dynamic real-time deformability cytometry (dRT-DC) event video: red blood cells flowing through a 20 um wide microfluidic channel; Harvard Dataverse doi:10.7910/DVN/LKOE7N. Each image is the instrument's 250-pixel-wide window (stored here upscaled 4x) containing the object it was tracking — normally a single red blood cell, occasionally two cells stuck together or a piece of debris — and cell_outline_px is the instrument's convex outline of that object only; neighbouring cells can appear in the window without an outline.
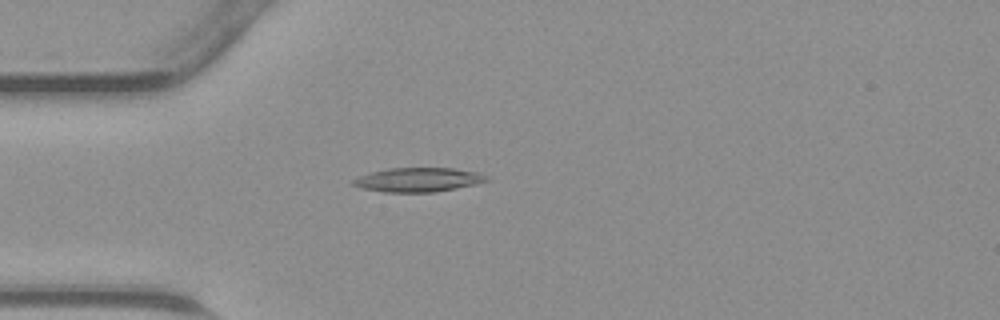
{"species": "common noctule bat (a hibernating species)", "species_latin": "Nyctalus noctula", "temperature_condition": "warm", "stored_images_in_passage": 39, "camera_frame_rate_fps": 3000, "um_per_image_px": 0.085, "animal": {"sex": "male", "body_mass_g": 23.1, "forearm_length_mm": 52.7}, "frame": {"image": 1, "passage_image": 6, "time_ms": 1.667, "image_size_px": [1000, 320], "cell_outline_px": [[488, 180], [476, 184], [436, 192], [384, 192], [364, 188], [352, 184], [352, 180], [360, 176], [372, 172], [388, 168], [452, 168], [476, 172], [488, 176]], "centroid_in_image_um": [35.56, 15.28], "position_along_channel_um": 49.4, "area_um2": 18.55}}
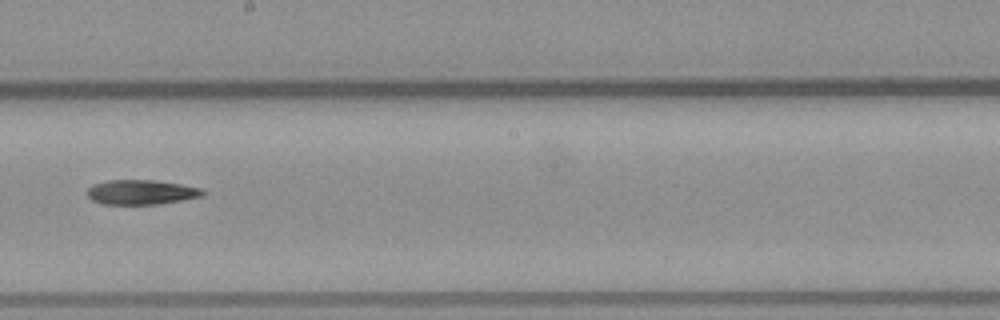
{"frame": {"image": 2, "passage_image": 19, "time_ms": 6.0, "image_size_px": [1000, 320], "cell_outline_px": [[204, 196], [156, 204], [104, 204], [92, 200], [88, 196], [88, 188], [92, 184], [108, 180], [156, 180], [180, 184], [200, 188], [204, 192]], "centroid_in_image_um": [11.98, 16.33], "position_along_channel_um": 236.2, "area_um2": 16.47}}
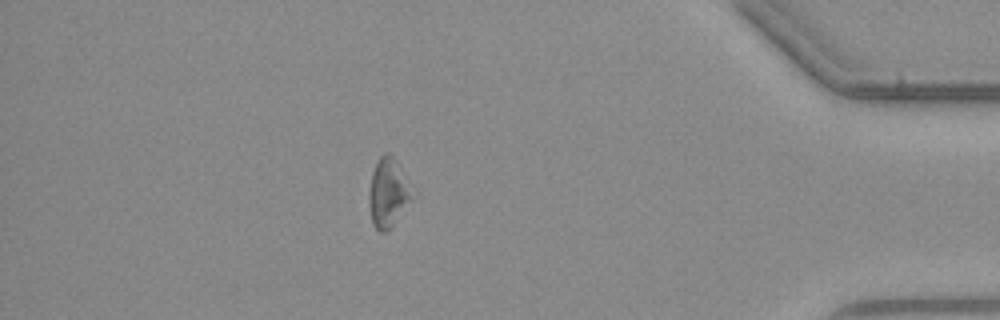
{"frame": {"image": 3, "passage_image": 33, "time_ms": 10.667, "image_size_px": [1000, 320], "cell_outline_px": [[408, 196], [392, 228], [384, 232], [380, 232], [372, 224], [368, 204], [368, 192], [372, 172], [376, 160], [384, 152], [388, 152], [400, 164]], "centroid_in_image_um": [32.84, 16.36], "position_along_channel_um": 402.4, "area_um2": 16.3}}